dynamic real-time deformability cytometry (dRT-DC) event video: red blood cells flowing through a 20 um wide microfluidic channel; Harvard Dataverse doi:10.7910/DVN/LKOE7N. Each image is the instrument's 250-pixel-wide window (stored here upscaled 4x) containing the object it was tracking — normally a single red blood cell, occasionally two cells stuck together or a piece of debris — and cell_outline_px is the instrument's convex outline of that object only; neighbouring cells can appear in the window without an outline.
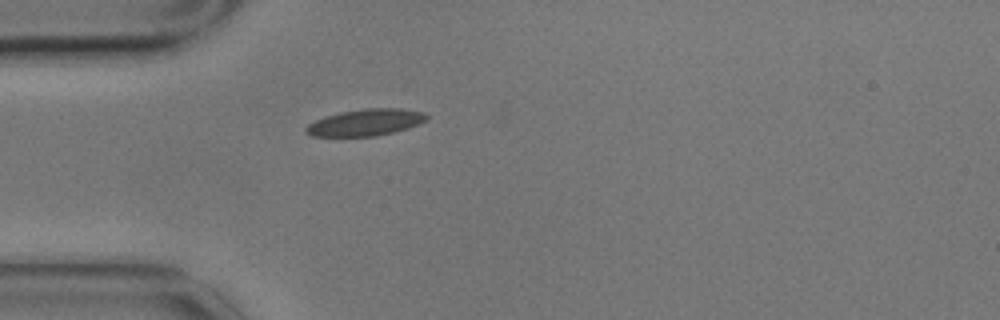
{"species": "common noctule bat (a hibernating species)", "species_latin": "Nyctalus noctula", "temperature_condition": "cold", "stored_images_in_passage": 1, "camera_frame_rate_fps": 3000, "um_per_image_px": 0.085, "animal": {"sex": "male", "body_mass_g": 17.9}, "frame": {"image": 1, "passage_image": 1, "time_ms": 0.0, "image_size_px": [1000, 320], "cell_outline_px": [[428, 120], [408, 128], [396, 132], [376, 136], [312, 136], [304, 132], [304, 128], [308, 124], [316, 120], [340, 112], [364, 108], [400, 108], [424, 112], [428, 116]], "centroid_in_image_um": [31.1, 10.41], "position_along_channel_um": 53.9, "area_um2": 18.84}}